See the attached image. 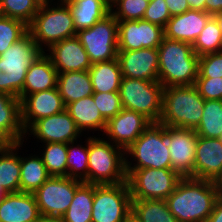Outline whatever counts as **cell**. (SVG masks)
Segmentation results:
<instances>
[{
  "instance_id": "6da1fadb",
  "label": "cell",
  "mask_w": 222,
  "mask_h": 222,
  "mask_svg": "<svg viewBox=\"0 0 222 222\" xmlns=\"http://www.w3.org/2000/svg\"><path fill=\"white\" fill-rule=\"evenodd\" d=\"M219 196L214 181L184 177L165 200L178 222H206Z\"/></svg>"
},
{
  "instance_id": "7a4b0ae2",
  "label": "cell",
  "mask_w": 222,
  "mask_h": 222,
  "mask_svg": "<svg viewBox=\"0 0 222 222\" xmlns=\"http://www.w3.org/2000/svg\"><path fill=\"white\" fill-rule=\"evenodd\" d=\"M157 49L158 81L164 88L194 85L198 77L199 56L192 44L164 37Z\"/></svg>"
},
{
  "instance_id": "3957f363",
  "label": "cell",
  "mask_w": 222,
  "mask_h": 222,
  "mask_svg": "<svg viewBox=\"0 0 222 222\" xmlns=\"http://www.w3.org/2000/svg\"><path fill=\"white\" fill-rule=\"evenodd\" d=\"M43 52L27 32L0 54V92L20 99L27 71Z\"/></svg>"
},
{
  "instance_id": "277c9868",
  "label": "cell",
  "mask_w": 222,
  "mask_h": 222,
  "mask_svg": "<svg viewBox=\"0 0 222 222\" xmlns=\"http://www.w3.org/2000/svg\"><path fill=\"white\" fill-rule=\"evenodd\" d=\"M52 1L44 0L28 25L32 39L44 52V48L49 49L53 44L77 34L68 3L58 0L60 2L56 6Z\"/></svg>"
},
{
  "instance_id": "5b68a950",
  "label": "cell",
  "mask_w": 222,
  "mask_h": 222,
  "mask_svg": "<svg viewBox=\"0 0 222 222\" xmlns=\"http://www.w3.org/2000/svg\"><path fill=\"white\" fill-rule=\"evenodd\" d=\"M204 104L205 100L194 85L164 88L159 123L195 130L200 123Z\"/></svg>"
},
{
  "instance_id": "8992f818",
  "label": "cell",
  "mask_w": 222,
  "mask_h": 222,
  "mask_svg": "<svg viewBox=\"0 0 222 222\" xmlns=\"http://www.w3.org/2000/svg\"><path fill=\"white\" fill-rule=\"evenodd\" d=\"M125 150L104 138L88 137V183L118 184L127 179Z\"/></svg>"
},
{
  "instance_id": "52a82bcc",
  "label": "cell",
  "mask_w": 222,
  "mask_h": 222,
  "mask_svg": "<svg viewBox=\"0 0 222 222\" xmlns=\"http://www.w3.org/2000/svg\"><path fill=\"white\" fill-rule=\"evenodd\" d=\"M126 169H172L167 142V126L152 122L125 150ZM133 157L135 163L127 159Z\"/></svg>"
},
{
  "instance_id": "ba28073f",
  "label": "cell",
  "mask_w": 222,
  "mask_h": 222,
  "mask_svg": "<svg viewBox=\"0 0 222 222\" xmlns=\"http://www.w3.org/2000/svg\"><path fill=\"white\" fill-rule=\"evenodd\" d=\"M164 87L159 81L122 77L119 94L123 108L143 114L151 122L162 115Z\"/></svg>"
},
{
  "instance_id": "9c48e42d",
  "label": "cell",
  "mask_w": 222,
  "mask_h": 222,
  "mask_svg": "<svg viewBox=\"0 0 222 222\" xmlns=\"http://www.w3.org/2000/svg\"><path fill=\"white\" fill-rule=\"evenodd\" d=\"M131 199L165 200L182 177L172 169H126Z\"/></svg>"
},
{
  "instance_id": "30bf717a",
  "label": "cell",
  "mask_w": 222,
  "mask_h": 222,
  "mask_svg": "<svg viewBox=\"0 0 222 222\" xmlns=\"http://www.w3.org/2000/svg\"><path fill=\"white\" fill-rule=\"evenodd\" d=\"M131 201L127 181L94 184L92 222H126L131 217Z\"/></svg>"
},
{
  "instance_id": "8fae6325",
  "label": "cell",
  "mask_w": 222,
  "mask_h": 222,
  "mask_svg": "<svg viewBox=\"0 0 222 222\" xmlns=\"http://www.w3.org/2000/svg\"><path fill=\"white\" fill-rule=\"evenodd\" d=\"M118 20L110 12L92 27L76 34L92 64L110 61L118 54Z\"/></svg>"
},
{
  "instance_id": "7c38bea8",
  "label": "cell",
  "mask_w": 222,
  "mask_h": 222,
  "mask_svg": "<svg viewBox=\"0 0 222 222\" xmlns=\"http://www.w3.org/2000/svg\"><path fill=\"white\" fill-rule=\"evenodd\" d=\"M83 182L69 177L50 176L33 194L42 216L62 217L69 208L76 189Z\"/></svg>"
},
{
  "instance_id": "4fadbf2b",
  "label": "cell",
  "mask_w": 222,
  "mask_h": 222,
  "mask_svg": "<svg viewBox=\"0 0 222 222\" xmlns=\"http://www.w3.org/2000/svg\"><path fill=\"white\" fill-rule=\"evenodd\" d=\"M197 139L198 135L194 129L167 126V142L172 170L182 178H194Z\"/></svg>"
},
{
  "instance_id": "5bb4252c",
  "label": "cell",
  "mask_w": 222,
  "mask_h": 222,
  "mask_svg": "<svg viewBox=\"0 0 222 222\" xmlns=\"http://www.w3.org/2000/svg\"><path fill=\"white\" fill-rule=\"evenodd\" d=\"M118 51L158 48L164 38V28L143 19L118 21Z\"/></svg>"
},
{
  "instance_id": "9a60e30c",
  "label": "cell",
  "mask_w": 222,
  "mask_h": 222,
  "mask_svg": "<svg viewBox=\"0 0 222 222\" xmlns=\"http://www.w3.org/2000/svg\"><path fill=\"white\" fill-rule=\"evenodd\" d=\"M27 134L28 136L34 135L41 143H77V138H79L80 135L82 136L74 119L66 110L37 120L29 130L26 131V136Z\"/></svg>"
},
{
  "instance_id": "2e32d148",
  "label": "cell",
  "mask_w": 222,
  "mask_h": 222,
  "mask_svg": "<svg viewBox=\"0 0 222 222\" xmlns=\"http://www.w3.org/2000/svg\"><path fill=\"white\" fill-rule=\"evenodd\" d=\"M152 122L143 114L123 108L107 121V140L126 150Z\"/></svg>"
},
{
  "instance_id": "e0dca14e",
  "label": "cell",
  "mask_w": 222,
  "mask_h": 222,
  "mask_svg": "<svg viewBox=\"0 0 222 222\" xmlns=\"http://www.w3.org/2000/svg\"><path fill=\"white\" fill-rule=\"evenodd\" d=\"M65 104L57 87L27 95L21 101V122L25 132L39 119L61 113Z\"/></svg>"
},
{
  "instance_id": "ac0fdd59",
  "label": "cell",
  "mask_w": 222,
  "mask_h": 222,
  "mask_svg": "<svg viewBox=\"0 0 222 222\" xmlns=\"http://www.w3.org/2000/svg\"><path fill=\"white\" fill-rule=\"evenodd\" d=\"M122 77L158 81L159 53L157 48L118 51Z\"/></svg>"
},
{
  "instance_id": "d6986e66",
  "label": "cell",
  "mask_w": 222,
  "mask_h": 222,
  "mask_svg": "<svg viewBox=\"0 0 222 222\" xmlns=\"http://www.w3.org/2000/svg\"><path fill=\"white\" fill-rule=\"evenodd\" d=\"M58 73L87 71L92 66L89 56L77 36L66 38L45 50Z\"/></svg>"
},
{
  "instance_id": "ffe728a7",
  "label": "cell",
  "mask_w": 222,
  "mask_h": 222,
  "mask_svg": "<svg viewBox=\"0 0 222 222\" xmlns=\"http://www.w3.org/2000/svg\"><path fill=\"white\" fill-rule=\"evenodd\" d=\"M222 173V142L219 138L198 136L194 179L215 181Z\"/></svg>"
},
{
  "instance_id": "44dd1931",
  "label": "cell",
  "mask_w": 222,
  "mask_h": 222,
  "mask_svg": "<svg viewBox=\"0 0 222 222\" xmlns=\"http://www.w3.org/2000/svg\"><path fill=\"white\" fill-rule=\"evenodd\" d=\"M211 16L206 11L194 9L172 16L164 28V37L193 45Z\"/></svg>"
},
{
  "instance_id": "7402d4cb",
  "label": "cell",
  "mask_w": 222,
  "mask_h": 222,
  "mask_svg": "<svg viewBox=\"0 0 222 222\" xmlns=\"http://www.w3.org/2000/svg\"><path fill=\"white\" fill-rule=\"evenodd\" d=\"M40 217L33 193H8L0 204V222H38Z\"/></svg>"
},
{
  "instance_id": "603a6c76",
  "label": "cell",
  "mask_w": 222,
  "mask_h": 222,
  "mask_svg": "<svg viewBox=\"0 0 222 222\" xmlns=\"http://www.w3.org/2000/svg\"><path fill=\"white\" fill-rule=\"evenodd\" d=\"M26 135L21 122V100L0 92V138L6 143H20Z\"/></svg>"
},
{
  "instance_id": "cb8c5ba5",
  "label": "cell",
  "mask_w": 222,
  "mask_h": 222,
  "mask_svg": "<svg viewBox=\"0 0 222 222\" xmlns=\"http://www.w3.org/2000/svg\"><path fill=\"white\" fill-rule=\"evenodd\" d=\"M57 81L58 72L50 57L43 52L27 71L20 100L38 91L56 88Z\"/></svg>"
},
{
  "instance_id": "d4e9b609",
  "label": "cell",
  "mask_w": 222,
  "mask_h": 222,
  "mask_svg": "<svg viewBox=\"0 0 222 222\" xmlns=\"http://www.w3.org/2000/svg\"><path fill=\"white\" fill-rule=\"evenodd\" d=\"M65 110L74 119L81 132L105 131L107 121L100 114L92 95L67 104Z\"/></svg>"
},
{
  "instance_id": "484cf974",
  "label": "cell",
  "mask_w": 222,
  "mask_h": 222,
  "mask_svg": "<svg viewBox=\"0 0 222 222\" xmlns=\"http://www.w3.org/2000/svg\"><path fill=\"white\" fill-rule=\"evenodd\" d=\"M76 32L92 27L110 12V0H70L67 1Z\"/></svg>"
},
{
  "instance_id": "4316f807",
  "label": "cell",
  "mask_w": 222,
  "mask_h": 222,
  "mask_svg": "<svg viewBox=\"0 0 222 222\" xmlns=\"http://www.w3.org/2000/svg\"><path fill=\"white\" fill-rule=\"evenodd\" d=\"M57 89L65 106L94 93L88 70L58 73Z\"/></svg>"
},
{
  "instance_id": "83f0119b",
  "label": "cell",
  "mask_w": 222,
  "mask_h": 222,
  "mask_svg": "<svg viewBox=\"0 0 222 222\" xmlns=\"http://www.w3.org/2000/svg\"><path fill=\"white\" fill-rule=\"evenodd\" d=\"M20 143H8L0 150V185L7 193L20 192Z\"/></svg>"
},
{
  "instance_id": "f1b7e54d",
  "label": "cell",
  "mask_w": 222,
  "mask_h": 222,
  "mask_svg": "<svg viewBox=\"0 0 222 222\" xmlns=\"http://www.w3.org/2000/svg\"><path fill=\"white\" fill-rule=\"evenodd\" d=\"M93 92H119L122 79L118 59L92 64L88 70Z\"/></svg>"
},
{
  "instance_id": "f546056e",
  "label": "cell",
  "mask_w": 222,
  "mask_h": 222,
  "mask_svg": "<svg viewBox=\"0 0 222 222\" xmlns=\"http://www.w3.org/2000/svg\"><path fill=\"white\" fill-rule=\"evenodd\" d=\"M131 217L137 222H178L166 200L159 199L132 200Z\"/></svg>"
},
{
  "instance_id": "4dcf8cb0",
  "label": "cell",
  "mask_w": 222,
  "mask_h": 222,
  "mask_svg": "<svg viewBox=\"0 0 222 222\" xmlns=\"http://www.w3.org/2000/svg\"><path fill=\"white\" fill-rule=\"evenodd\" d=\"M50 175L38 155H20V192L34 193Z\"/></svg>"
},
{
  "instance_id": "1f68e13d",
  "label": "cell",
  "mask_w": 222,
  "mask_h": 222,
  "mask_svg": "<svg viewBox=\"0 0 222 222\" xmlns=\"http://www.w3.org/2000/svg\"><path fill=\"white\" fill-rule=\"evenodd\" d=\"M94 184L83 182L75 192V196L62 216L65 222H92V205Z\"/></svg>"
},
{
  "instance_id": "d6a6232c",
  "label": "cell",
  "mask_w": 222,
  "mask_h": 222,
  "mask_svg": "<svg viewBox=\"0 0 222 222\" xmlns=\"http://www.w3.org/2000/svg\"><path fill=\"white\" fill-rule=\"evenodd\" d=\"M195 131L200 137H220L222 134V100H205L203 114Z\"/></svg>"
},
{
  "instance_id": "836d02e7",
  "label": "cell",
  "mask_w": 222,
  "mask_h": 222,
  "mask_svg": "<svg viewBox=\"0 0 222 222\" xmlns=\"http://www.w3.org/2000/svg\"><path fill=\"white\" fill-rule=\"evenodd\" d=\"M85 141L86 146L67 143V177L88 183V138Z\"/></svg>"
},
{
  "instance_id": "e575fe53",
  "label": "cell",
  "mask_w": 222,
  "mask_h": 222,
  "mask_svg": "<svg viewBox=\"0 0 222 222\" xmlns=\"http://www.w3.org/2000/svg\"><path fill=\"white\" fill-rule=\"evenodd\" d=\"M40 155L50 176L67 177V143H44Z\"/></svg>"
},
{
  "instance_id": "d590c367",
  "label": "cell",
  "mask_w": 222,
  "mask_h": 222,
  "mask_svg": "<svg viewBox=\"0 0 222 222\" xmlns=\"http://www.w3.org/2000/svg\"><path fill=\"white\" fill-rule=\"evenodd\" d=\"M198 56L222 51V32L214 16H211L192 45Z\"/></svg>"
},
{
  "instance_id": "8d00e7d4",
  "label": "cell",
  "mask_w": 222,
  "mask_h": 222,
  "mask_svg": "<svg viewBox=\"0 0 222 222\" xmlns=\"http://www.w3.org/2000/svg\"><path fill=\"white\" fill-rule=\"evenodd\" d=\"M44 0H1L2 12L6 17L23 21L29 25Z\"/></svg>"
},
{
  "instance_id": "74e56055",
  "label": "cell",
  "mask_w": 222,
  "mask_h": 222,
  "mask_svg": "<svg viewBox=\"0 0 222 222\" xmlns=\"http://www.w3.org/2000/svg\"><path fill=\"white\" fill-rule=\"evenodd\" d=\"M148 5L145 0H110L111 13L118 21L143 19Z\"/></svg>"
},
{
  "instance_id": "f35d334b",
  "label": "cell",
  "mask_w": 222,
  "mask_h": 222,
  "mask_svg": "<svg viewBox=\"0 0 222 222\" xmlns=\"http://www.w3.org/2000/svg\"><path fill=\"white\" fill-rule=\"evenodd\" d=\"M28 32L23 21L3 16L0 18V54Z\"/></svg>"
},
{
  "instance_id": "ab89813d",
  "label": "cell",
  "mask_w": 222,
  "mask_h": 222,
  "mask_svg": "<svg viewBox=\"0 0 222 222\" xmlns=\"http://www.w3.org/2000/svg\"><path fill=\"white\" fill-rule=\"evenodd\" d=\"M92 96L100 114L106 121L123 109L119 92H94Z\"/></svg>"
},
{
  "instance_id": "60d3db41",
  "label": "cell",
  "mask_w": 222,
  "mask_h": 222,
  "mask_svg": "<svg viewBox=\"0 0 222 222\" xmlns=\"http://www.w3.org/2000/svg\"><path fill=\"white\" fill-rule=\"evenodd\" d=\"M198 77H222V51L199 56Z\"/></svg>"
},
{
  "instance_id": "b9f144b4",
  "label": "cell",
  "mask_w": 222,
  "mask_h": 222,
  "mask_svg": "<svg viewBox=\"0 0 222 222\" xmlns=\"http://www.w3.org/2000/svg\"><path fill=\"white\" fill-rule=\"evenodd\" d=\"M194 86L204 100H222V77H197Z\"/></svg>"
},
{
  "instance_id": "7bdbcfd3",
  "label": "cell",
  "mask_w": 222,
  "mask_h": 222,
  "mask_svg": "<svg viewBox=\"0 0 222 222\" xmlns=\"http://www.w3.org/2000/svg\"><path fill=\"white\" fill-rule=\"evenodd\" d=\"M171 18L165 0H151L145 11L143 20L165 28Z\"/></svg>"
},
{
  "instance_id": "ee69618b",
  "label": "cell",
  "mask_w": 222,
  "mask_h": 222,
  "mask_svg": "<svg viewBox=\"0 0 222 222\" xmlns=\"http://www.w3.org/2000/svg\"><path fill=\"white\" fill-rule=\"evenodd\" d=\"M165 2L171 17L180 15L190 9L187 0H165Z\"/></svg>"
},
{
  "instance_id": "f6af8a7d",
  "label": "cell",
  "mask_w": 222,
  "mask_h": 222,
  "mask_svg": "<svg viewBox=\"0 0 222 222\" xmlns=\"http://www.w3.org/2000/svg\"><path fill=\"white\" fill-rule=\"evenodd\" d=\"M206 222H222V196L220 195L213 207L212 213Z\"/></svg>"
},
{
  "instance_id": "bcb514c9",
  "label": "cell",
  "mask_w": 222,
  "mask_h": 222,
  "mask_svg": "<svg viewBox=\"0 0 222 222\" xmlns=\"http://www.w3.org/2000/svg\"><path fill=\"white\" fill-rule=\"evenodd\" d=\"M205 11L212 16L219 11H222V0H206Z\"/></svg>"
},
{
  "instance_id": "7dc6e473",
  "label": "cell",
  "mask_w": 222,
  "mask_h": 222,
  "mask_svg": "<svg viewBox=\"0 0 222 222\" xmlns=\"http://www.w3.org/2000/svg\"><path fill=\"white\" fill-rule=\"evenodd\" d=\"M206 0H187L190 9L205 11Z\"/></svg>"
},
{
  "instance_id": "c3c4849f",
  "label": "cell",
  "mask_w": 222,
  "mask_h": 222,
  "mask_svg": "<svg viewBox=\"0 0 222 222\" xmlns=\"http://www.w3.org/2000/svg\"><path fill=\"white\" fill-rule=\"evenodd\" d=\"M38 222H65L63 217L56 216H42L40 217Z\"/></svg>"
},
{
  "instance_id": "681fc988",
  "label": "cell",
  "mask_w": 222,
  "mask_h": 222,
  "mask_svg": "<svg viewBox=\"0 0 222 222\" xmlns=\"http://www.w3.org/2000/svg\"><path fill=\"white\" fill-rule=\"evenodd\" d=\"M219 194L222 196V173L218 176V178L214 181Z\"/></svg>"
},
{
  "instance_id": "f907efd6",
  "label": "cell",
  "mask_w": 222,
  "mask_h": 222,
  "mask_svg": "<svg viewBox=\"0 0 222 222\" xmlns=\"http://www.w3.org/2000/svg\"><path fill=\"white\" fill-rule=\"evenodd\" d=\"M216 19V21L218 22L219 28L222 32V11H219L218 13L213 15Z\"/></svg>"
},
{
  "instance_id": "816d5d0a",
  "label": "cell",
  "mask_w": 222,
  "mask_h": 222,
  "mask_svg": "<svg viewBox=\"0 0 222 222\" xmlns=\"http://www.w3.org/2000/svg\"><path fill=\"white\" fill-rule=\"evenodd\" d=\"M8 193L4 190V188L0 185V204L2 202V200L4 199V197L7 195Z\"/></svg>"
},
{
  "instance_id": "f5cc1de1",
  "label": "cell",
  "mask_w": 222,
  "mask_h": 222,
  "mask_svg": "<svg viewBox=\"0 0 222 222\" xmlns=\"http://www.w3.org/2000/svg\"><path fill=\"white\" fill-rule=\"evenodd\" d=\"M6 143L0 138V150L3 148V146L5 145Z\"/></svg>"
},
{
  "instance_id": "db71d44e",
  "label": "cell",
  "mask_w": 222,
  "mask_h": 222,
  "mask_svg": "<svg viewBox=\"0 0 222 222\" xmlns=\"http://www.w3.org/2000/svg\"><path fill=\"white\" fill-rule=\"evenodd\" d=\"M4 15H3V12H2V6H1V0H0V18H2Z\"/></svg>"
},
{
  "instance_id": "11a10c76",
  "label": "cell",
  "mask_w": 222,
  "mask_h": 222,
  "mask_svg": "<svg viewBox=\"0 0 222 222\" xmlns=\"http://www.w3.org/2000/svg\"><path fill=\"white\" fill-rule=\"evenodd\" d=\"M126 222H137L134 218L130 217Z\"/></svg>"
},
{
  "instance_id": "9f6ffc18",
  "label": "cell",
  "mask_w": 222,
  "mask_h": 222,
  "mask_svg": "<svg viewBox=\"0 0 222 222\" xmlns=\"http://www.w3.org/2000/svg\"><path fill=\"white\" fill-rule=\"evenodd\" d=\"M219 140L222 142V134L220 135Z\"/></svg>"
}]
</instances>
